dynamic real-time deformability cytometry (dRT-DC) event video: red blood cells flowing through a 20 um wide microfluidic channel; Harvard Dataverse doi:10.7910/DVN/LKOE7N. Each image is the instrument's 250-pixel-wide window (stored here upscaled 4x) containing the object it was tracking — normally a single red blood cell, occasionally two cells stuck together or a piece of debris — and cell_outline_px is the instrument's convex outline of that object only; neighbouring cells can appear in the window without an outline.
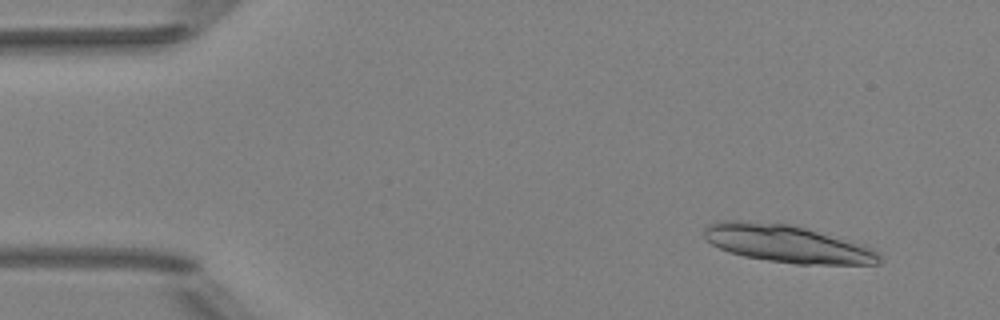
{"species": "Egyptian fruit bat (a non-hibernating species)", "species_latin": "Rousettus aegyptiacus", "temperature_condition": "room temperature", "stored_images_in_passage": 13, "camera_frame_rate_fps": 3000, "um_per_image_px": 0.085, "animal": {"sex": "female"}, "frame": {"image": 1, "passage_image": 4, "time_ms": 1.0, "image_size_px": [1000, 320], "cell_outline_px": [[880, 264], [796, 264], [768, 260], [744, 256], [728, 252], [712, 244], [704, 236], [704, 228], [708, 224], [724, 220], [736, 220], [788, 224], [804, 228], [864, 244], [872, 248], [880, 256]], "centroid_in_image_um": [66.9, 20.72], "position_along_channel_um": 18.1, "area_um2": 37.97}}